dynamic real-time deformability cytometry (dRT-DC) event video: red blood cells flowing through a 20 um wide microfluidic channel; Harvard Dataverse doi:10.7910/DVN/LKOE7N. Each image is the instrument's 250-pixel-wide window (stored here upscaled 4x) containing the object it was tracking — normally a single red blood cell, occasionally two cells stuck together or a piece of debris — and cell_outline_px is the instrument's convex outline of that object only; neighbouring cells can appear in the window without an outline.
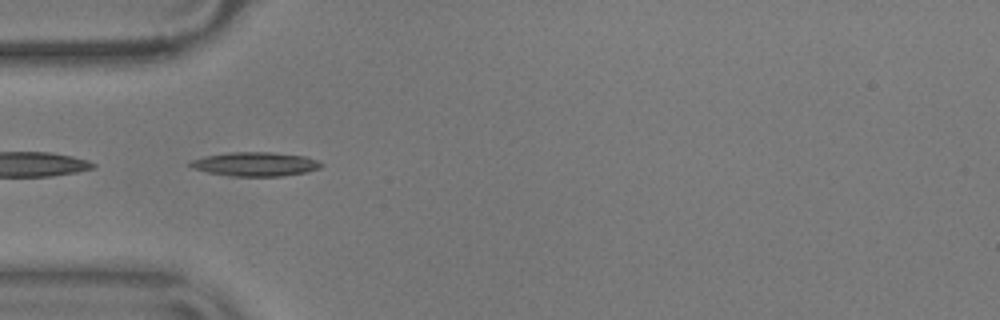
{"species": "common noctule bat (a hibernating species)", "species_latin": "Nyctalus noctula", "temperature_condition": "warm", "stored_images_in_passage": 21, "camera_frame_rate_fps": 3000, "um_per_image_px": 0.085, "animal": {"sex": "male", "body_mass_g": 17.9}, "frame": {"image": 1, "passage_image": 2, "time_ms": 0.333, "image_size_px": [1000, 320], "cell_outline_px": [[324, 164], [320, 168], [308, 172], [280, 176], [228, 176], [208, 172], [196, 168], [188, 164], [192, 160], [204, 156], [228, 152], [272, 152], [304, 156], [316, 160]], "centroid_in_image_um": [21.73, 13.95], "position_along_channel_um": 63.3, "area_um2": 18.26}}